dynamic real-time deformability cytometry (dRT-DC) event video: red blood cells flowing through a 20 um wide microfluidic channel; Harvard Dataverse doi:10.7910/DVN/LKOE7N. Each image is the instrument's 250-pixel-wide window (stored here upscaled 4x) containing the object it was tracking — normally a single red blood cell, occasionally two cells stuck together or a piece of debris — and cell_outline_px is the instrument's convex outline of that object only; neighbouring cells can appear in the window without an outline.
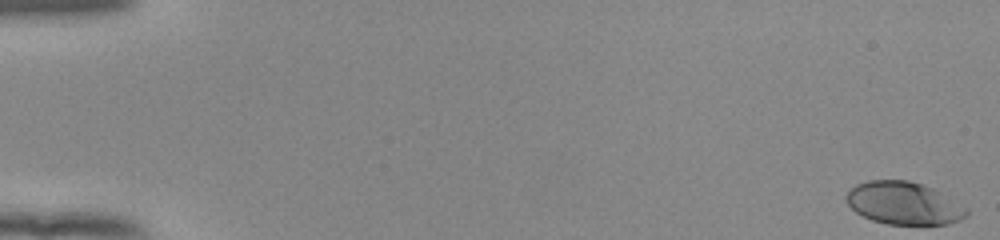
{"species": "human", "species_latin": "Homo sapiens", "temperature_condition": "room temperature", "stored_images_in_passage": 54, "camera_frame_rate_fps": 3000, "um_per_image_px": 0.085, "donor": {"sex": "female"}, "frame": {"image": 1, "passage_image": 1, "time_ms": 0.0, "image_size_px": [1000, 240], "cell_outline_px": [[968, 216], [960, 220], [948, 224], [888, 224], [872, 220], [856, 212], [844, 200], [844, 196], [848, 188], [856, 184], [868, 180], [908, 180], [932, 188], [968, 208]], "centroid_in_image_um": [76.78, 17.27], "position_along_channel_um": 8.2, "area_um2": 29.94}}
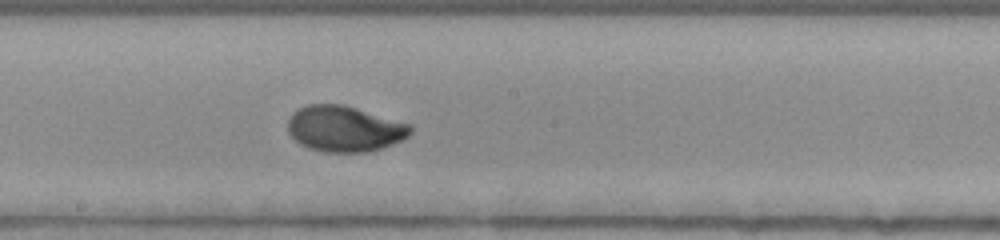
{"frame": {"image": 2, "passage_image": 31, "time_ms": 10.0, "image_size_px": [1000, 240], "cell_outline_px": [[412, 132], [404, 140], [368, 152], [324, 152], [308, 148], [300, 144], [288, 132], [288, 120], [292, 112], [296, 108], [308, 104], [344, 104], [412, 124]], "centroid_in_image_um": [29.29, 10.93], "position_along_channel_um": 218.9, "area_um2": 33.12}}
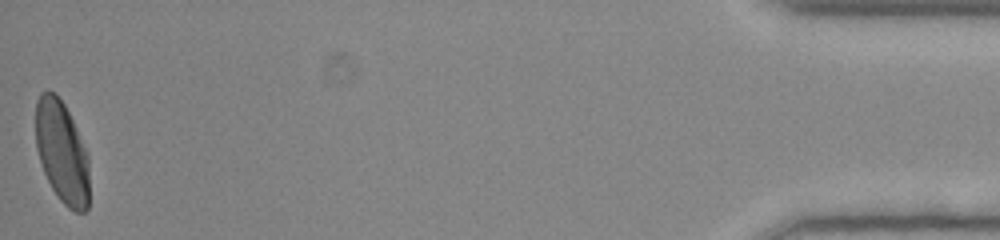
{"frame": {"image": 3, "passage_image": 54, "time_ms": 17.667, "image_size_px": [1000, 240], "cell_outline_px": [[88, 208], [84, 212], [76, 212], [68, 208], [60, 200], [52, 188], [44, 172], [36, 148], [36, 100], [40, 92], [48, 88], [64, 104], [88, 152]], "centroid_in_image_um": [5.26, 12.92], "position_along_channel_um": 429.9, "area_um2": 31.85}, "authors_computed_cell_mechanics": {"area_um2": 31.9923, "velocity_mm_per_s": 3.9013, "shape_relaxation_time_tau1_ms": 3.0333, "shape_relaxation_time_tau2_ms": null, "deformation_change_tau1": 0.1926, "deformation_change_tau2": null}}